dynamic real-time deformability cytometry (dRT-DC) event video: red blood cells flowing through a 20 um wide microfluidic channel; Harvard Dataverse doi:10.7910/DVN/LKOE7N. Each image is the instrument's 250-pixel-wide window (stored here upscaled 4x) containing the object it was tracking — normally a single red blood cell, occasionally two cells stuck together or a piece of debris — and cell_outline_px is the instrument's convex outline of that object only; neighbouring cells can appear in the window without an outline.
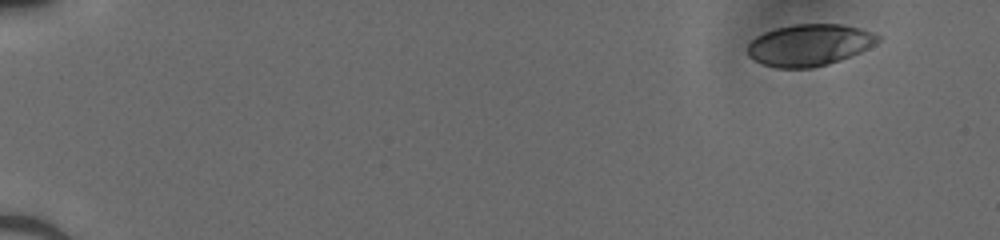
{"species": "human", "species_latin": "Homo sapiens", "temperature_condition": "cold", "stored_images_in_passage": 48, "camera_frame_rate_fps": 3000, "um_per_image_px": 0.085, "donor": {"sex": "male"}, "frame": {"image": 1, "passage_image": 1, "time_ms": 0.0, "image_size_px": [1000, 240], "cell_outline_px": [[880, 40], [876, 44], [860, 52], [840, 60], [828, 64], [812, 68], [776, 68], [764, 64], [748, 56], [748, 44], [756, 36], [764, 32], [776, 28], [796, 24], [840, 24], [860, 28], [872, 32], [880, 36]], "centroid_in_image_um": [68.81, 3.82], "position_along_channel_um": 16.2, "area_um2": 31.62}}
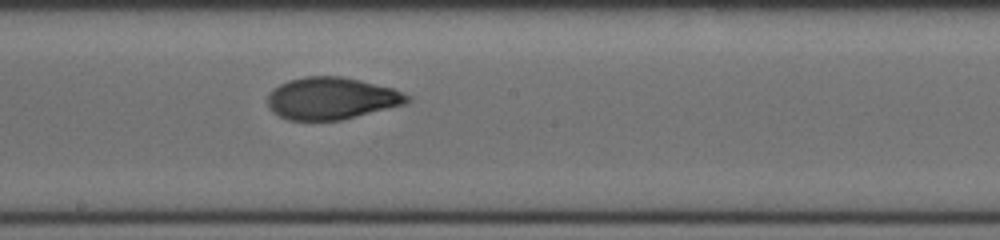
{"frame": {"image": 2, "passage_image": 27, "time_ms": 8.667, "image_size_px": [1000, 240], "cell_outline_px": [[412, 100], [408, 104], [340, 120], [288, 120], [272, 112], [268, 108], [268, 92], [272, 88], [288, 80], [304, 76], [344, 76], [392, 88], [404, 92], [412, 96]], "centroid_in_image_um": [28.2, 8.35], "position_along_channel_um": 220.0, "area_um2": 34.68}}
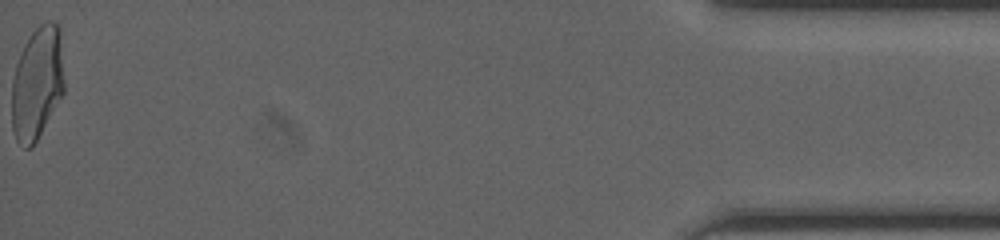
{"frame": {"image": 3, "passage_image": 48, "time_ms": 15.667, "image_size_px": [1000, 240], "cell_outline_px": [[64, 92], [32, 148], [24, 148], [16, 140], [12, 128], [12, 80], [16, 64], [24, 44], [32, 32], [40, 24], [48, 20], [52, 20], [60, 28], [64, 84]], "centroid_in_image_um": [3.15, 7.06], "position_along_channel_um": 432.0, "area_um2": 34.62}}